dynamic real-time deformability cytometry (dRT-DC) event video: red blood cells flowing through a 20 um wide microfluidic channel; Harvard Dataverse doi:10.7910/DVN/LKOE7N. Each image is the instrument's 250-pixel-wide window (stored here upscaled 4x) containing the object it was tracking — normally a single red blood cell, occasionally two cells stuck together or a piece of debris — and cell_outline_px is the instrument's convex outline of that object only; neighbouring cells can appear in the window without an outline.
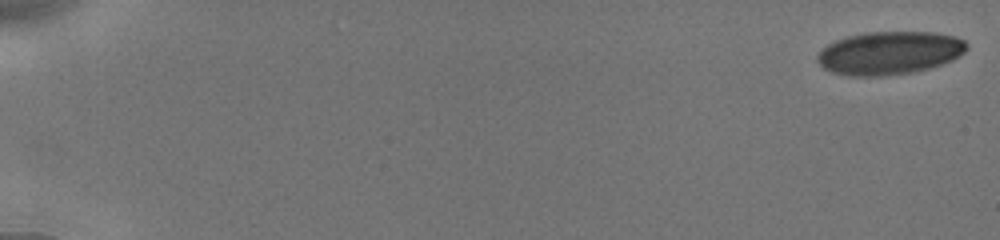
{"species": "human", "species_latin": "Homo sapiens", "temperature_condition": "cold", "stored_images_in_passage": 55, "camera_frame_rate_fps": 3000, "um_per_image_px": 0.085, "donor": {"sex": "male"}, "frame": {"image": 1, "passage_image": 1, "time_ms": 0.0, "image_size_px": [1000, 240], "cell_outline_px": [[968, 48], [964, 52], [952, 60], [928, 68], [912, 72], [880, 76], [848, 76], [832, 72], [824, 68], [816, 60], [816, 56], [828, 44], [836, 40], [848, 36], [864, 32], [936, 32], [952, 36], [964, 40], [968, 44]], "centroid_in_image_um": [75.59, 4.5], "position_along_channel_um": 9.4, "area_um2": 37.4}}
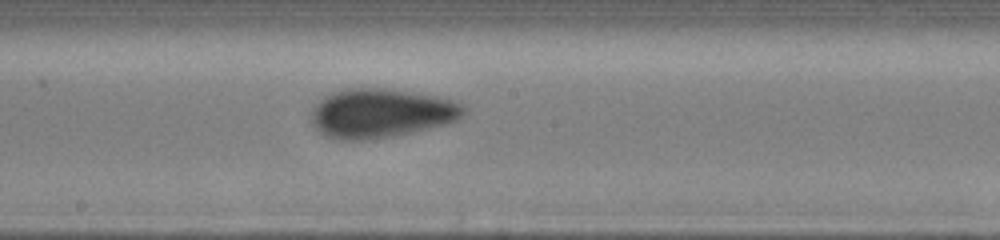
{"frame": {"image": 2, "passage_image": 32, "time_ms": 10.333, "image_size_px": [1000, 240], "cell_outline_px": [[464, 116], [460, 120], [428, 128], [408, 132], [364, 140], [340, 140], [324, 136], [308, 120], [308, 116], [312, 108], [324, 96], [332, 92], [348, 88], [384, 88], [412, 92], [460, 100], [464, 104]], "centroid_in_image_um": [32.36, 9.6], "position_along_channel_um": 215.8, "area_um2": 43.87}}
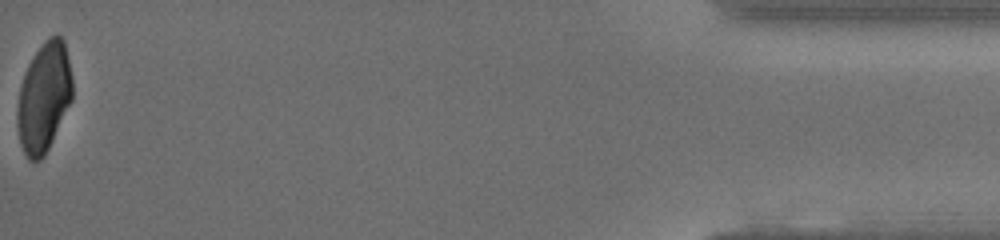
{"frame": {"image": 3, "passage_image": 55, "time_ms": 18.0, "image_size_px": [1000, 240], "cell_outline_px": [[72, 100], [44, 156], [36, 164], [28, 160], [20, 144], [16, 124], [16, 112], [20, 88], [24, 72], [28, 64], [44, 40], [48, 36], [56, 32], [64, 40], [72, 76]], "centroid_in_image_um": [3.72, 8.27], "position_along_channel_um": 431.5, "area_um2": 35.49}, "authors_computed_cell_mechanics": {"area_um2": 40.0554, "velocity_mm_per_s": 3.8689, "shape_relaxation_time_tau1_ms": 8.2382, "shape_relaxation_time_tau2_ms": 1.0168, "deformation_change_tau1": 0.1481, "deformation_change_tau2": 0.0525}}